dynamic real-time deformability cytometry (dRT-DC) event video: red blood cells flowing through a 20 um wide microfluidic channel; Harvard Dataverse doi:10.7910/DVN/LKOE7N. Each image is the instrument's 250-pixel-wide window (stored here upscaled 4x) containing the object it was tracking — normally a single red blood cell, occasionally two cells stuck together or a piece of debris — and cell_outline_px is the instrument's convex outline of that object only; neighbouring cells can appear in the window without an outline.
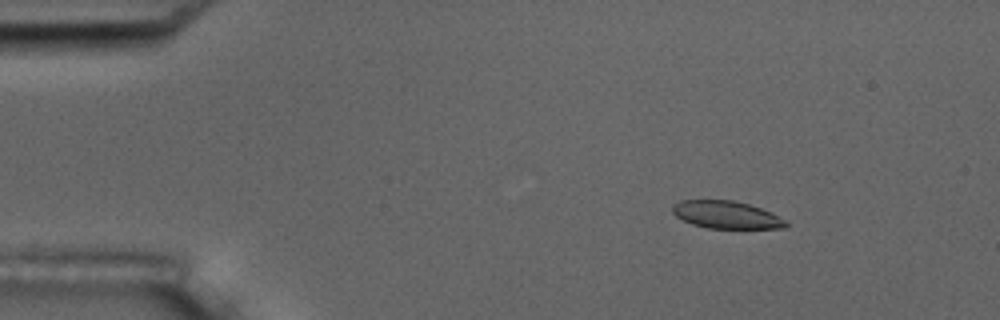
{"species": "common noctule bat (a hibernating species)", "species_latin": "Nyctalus noctula", "temperature_condition": "room temperature", "stored_images_in_passage": 7, "camera_frame_rate_fps": 3000, "um_per_image_px": 0.085, "animal": {"sex": "male", "body_mass_g": 17.5, "forearm_length_mm": 52.3}, "frame": {"image": 1, "passage_image": 3, "time_ms": 2.333, "image_size_px": [1000, 320], "cell_outline_px": [[788, 224], [784, 228], [708, 228], [692, 224], [676, 216], [672, 212], [672, 204], [680, 200], [732, 200], [748, 204], [772, 212], [788, 220]], "centroid_in_image_um": [61.75, 18.25], "position_along_channel_um": 23.2, "area_um2": 18.26}}